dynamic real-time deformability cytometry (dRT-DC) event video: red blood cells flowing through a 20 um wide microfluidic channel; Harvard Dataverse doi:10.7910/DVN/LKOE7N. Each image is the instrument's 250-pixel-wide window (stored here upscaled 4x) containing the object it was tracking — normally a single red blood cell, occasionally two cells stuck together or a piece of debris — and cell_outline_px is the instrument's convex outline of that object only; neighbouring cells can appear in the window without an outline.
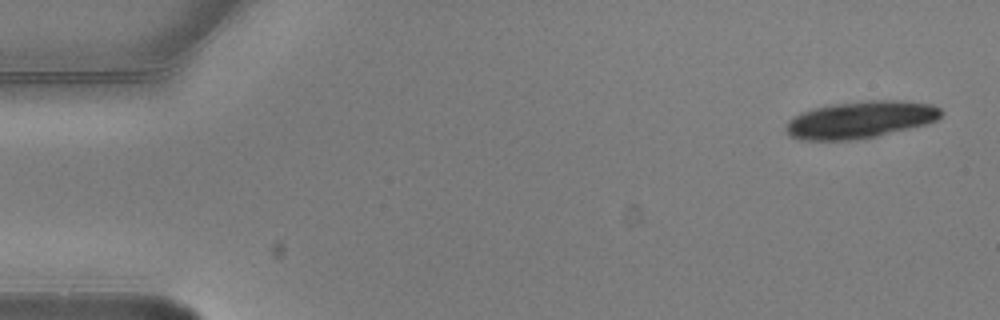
{"species": "common noctule bat (a hibernating species)", "species_latin": "Nyctalus noctula", "temperature_condition": "warm", "stored_images_in_passage": 4, "camera_frame_rate_fps": 3000, "um_per_image_px": 0.085, "animal": {"sex": "male", "body_mass_g": 20.5, "forearm_length_mm": 52.5}, "frame": {"image": 1, "passage_image": 1, "time_ms": 0.0, "image_size_px": [1000, 320], "cell_outline_px": [[944, 112], [936, 120], [928, 124], [876, 136], [856, 140], [800, 140], [788, 136], [788, 120], [792, 116], [800, 112], [832, 104], [864, 100], [904, 100], [932, 104], [940, 108]], "centroid_in_image_um": [73.16, 10.17], "position_along_channel_um": 11.8, "area_um2": 33.76}}